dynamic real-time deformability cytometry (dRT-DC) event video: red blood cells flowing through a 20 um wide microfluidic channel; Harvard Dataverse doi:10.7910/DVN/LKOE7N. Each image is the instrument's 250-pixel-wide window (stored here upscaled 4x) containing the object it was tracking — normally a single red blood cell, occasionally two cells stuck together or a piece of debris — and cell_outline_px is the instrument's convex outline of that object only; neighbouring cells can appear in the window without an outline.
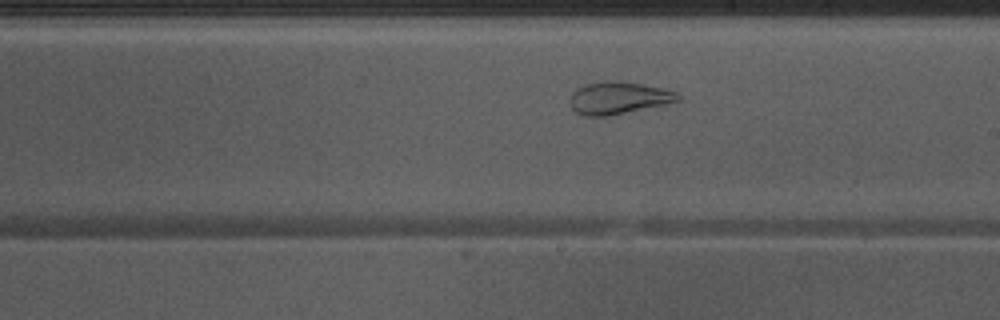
{"species": "Egyptian fruit bat (a non-hibernating species)", "species_latin": "Rousettus aegyptiacus", "temperature_condition": "warm", "stored_images_in_passage": 42, "segment_of_instrument_passage": [1, 2], "camera_frame_rate_fps": 3000, "um_per_image_px": 0.085, "animal": {"sex": "male"}, "frame": {"image": 1, "passage_image": 20, "time_ms": 6.333, "image_size_px": [1000, 320], "cell_outline_px": [[680, 100], [664, 104], [608, 116], [584, 116], [576, 112], [572, 108], [568, 100], [572, 92], [576, 88], [588, 84], [604, 80], [620, 80], [644, 84], [664, 88], [676, 92], [680, 96]], "centroid_in_image_um": [52.53, 8.3], "position_along_channel_um": 236.5, "area_um2": 20.46}}
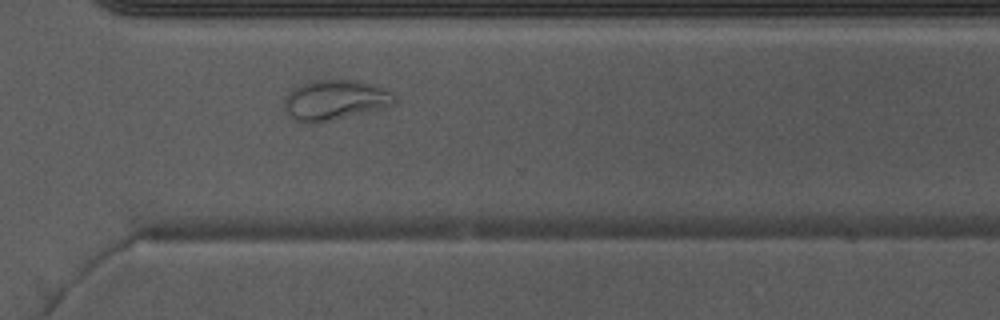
{"frame": {"image": 2, "passage_image": 28, "time_ms": 9.0, "image_size_px": [1000, 320], "cell_outline_px": [[396, 100], [392, 104], [368, 112], [336, 120], [316, 124], [312, 124], [296, 120], [284, 108], [284, 100], [288, 92], [292, 88], [300, 84], [312, 80], [356, 80], [372, 84], [384, 88], [392, 92]], "centroid_in_image_um": [28.45, 8.5], "position_along_channel_um": 342.1, "area_um2": 25.89}}
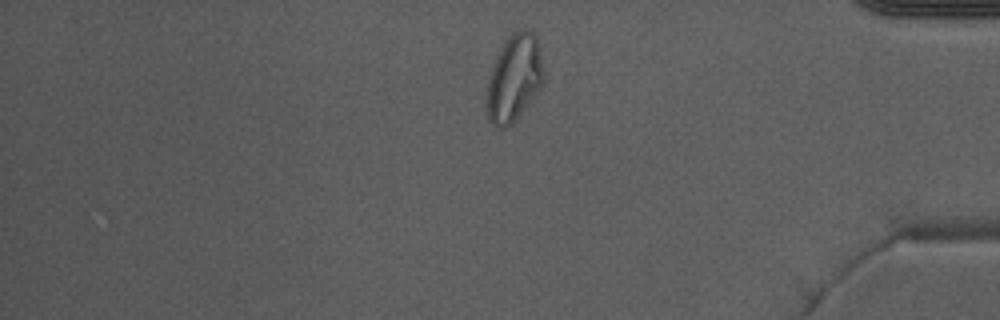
{"frame": {"image": 3, "passage_image": 34, "time_ms": 11.0, "image_size_px": [1000, 320], "cell_outline_px": [[544, 84], [516, 120], [512, 124], [504, 128], [496, 128], [488, 120], [488, 80], [492, 68], [500, 48], [508, 36], [516, 28], [528, 28], [536, 32], [540, 44], [544, 72]], "centroid_in_image_um": [43.76, 6.57], "position_along_channel_um": 391.4, "area_um2": 29.3}}